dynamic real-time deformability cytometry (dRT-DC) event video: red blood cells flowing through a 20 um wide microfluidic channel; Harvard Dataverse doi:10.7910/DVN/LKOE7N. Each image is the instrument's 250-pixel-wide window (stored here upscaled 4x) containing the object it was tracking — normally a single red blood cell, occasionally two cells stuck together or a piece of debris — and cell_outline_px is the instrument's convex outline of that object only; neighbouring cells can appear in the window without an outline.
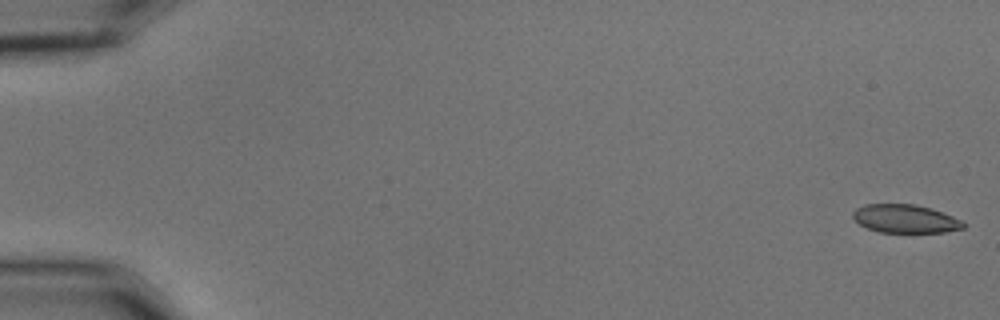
{"species": "common noctule bat (a hibernating species)", "species_latin": "Nyctalus noctula", "temperature_condition": "cold", "stored_images_in_passage": 56, "camera_frame_rate_fps": 3000, "um_per_image_px": 0.085, "animal": {"sex": "male", "body_mass_g": 15.6}, "frame": {"image": 1, "passage_image": 1, "time_ms": 0.0, "image_size_px": [1000, 320], "cell_outline_px": [[968, 224], [964, 228], [944, 232], [880, 232], [868, 228], [860, 224], [852, 216], [852, 212], [856, 208], [864, 204], [916, 204], [932, 208], [964, 220]], "centroid_in_image_um": [77.0, 18.58], "position_along_channel_um": 8.0, "area_um2": 18.44}}
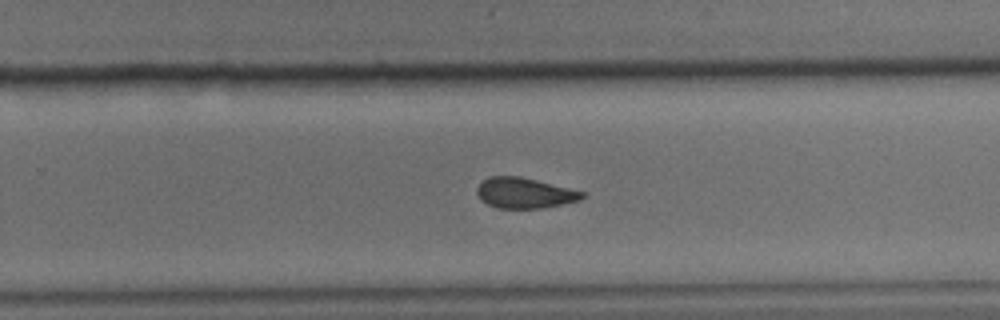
{"frame": {"image": 2, "passage_image": 37, "time_ms": 12.0, "image_size_px": [1000, 320], "cell_outline_px": [[584, 196], [580, 200], [544, 208], [496, 208], [480, 200], [476, 192], [476, 188], [488, 176], [520, 176], [584, 192]], "centroid_in_image_um": [44.54, 16.41], "position_along_channel_um": 285.3, "area_um2": 18.61}}
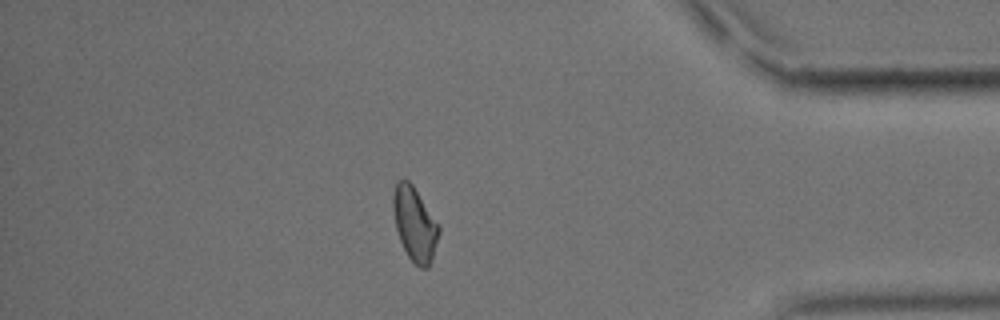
{"frame": {"image": 3, "passage_image": 49, "time_ms": 16.0, "image_size_px": [1000, 320], "cell_outline_px": [[440, 232], [432, 260], [428, 268], [420, 268], [408, 256], [400, 240], [396, 228], [392, 208], [392, 196], [396, 184], [400, 180], [408, 180], [412, 184], [440, 224]], "centroid_in_image_um": [35.27, 19.04], "position_along_channel_um": 399.9, "area_um2": 19.77}, "authors_computed_cell_mechanics": {"area_um2": 19.8254, "velocity_mm_per_s": 3.6052, "shape_relaxation_time_tau1_ms": 9.1025, "shape_relaxation_time_tau2_ms": 2.861, "deformation_change_tau1": 0.1476, "deformation_change_tau2": 0.0724}}